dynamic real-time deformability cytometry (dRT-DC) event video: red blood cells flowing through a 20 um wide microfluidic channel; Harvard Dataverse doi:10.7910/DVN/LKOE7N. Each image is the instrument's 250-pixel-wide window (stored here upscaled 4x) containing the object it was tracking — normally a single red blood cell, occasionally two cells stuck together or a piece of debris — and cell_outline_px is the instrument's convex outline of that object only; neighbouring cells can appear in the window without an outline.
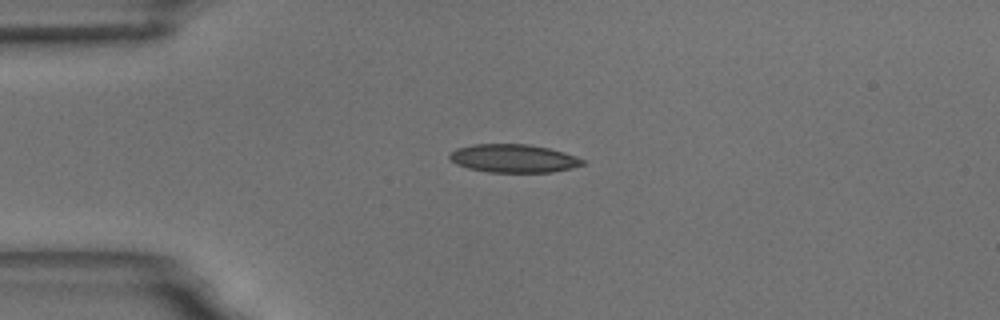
{"species": "common noctule bat (a hibernating species)", "species_latin": "Nyctalus noctula", "temperature_condition": "room temperature", "stored_images_in_passage": 4, "camera_frame_rate_fps": 3000, "um_per_image_px": 0.085, "animal": {"sex": "male", "body_mass_g": 18.8}, "frame": {"image": 1, "passage_image": 3, "time_ms": 2.333, "image_size_px": [1000, 320], "cell_outline_px": [[584, 164], [572, 168], [552, 172], [488, 172], [468, 168], [456, 164], [448, 156], [456, 148], [472, 144], [528, 144], [548, 148], [564, 152], [576, 156], [584, 160]], "centroid_in_image_um": [43.65, 13.46], "position_along_channel_um": 41.4, "area_um2": 21.85}}